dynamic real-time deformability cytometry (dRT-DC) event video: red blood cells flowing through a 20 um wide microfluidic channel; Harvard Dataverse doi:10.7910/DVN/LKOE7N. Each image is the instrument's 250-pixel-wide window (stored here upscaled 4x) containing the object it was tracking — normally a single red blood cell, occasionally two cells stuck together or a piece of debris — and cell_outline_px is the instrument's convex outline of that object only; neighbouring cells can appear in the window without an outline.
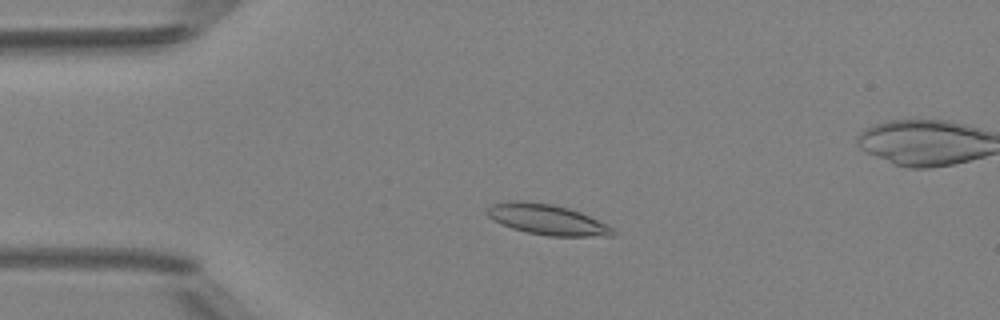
{"species": "Egyptian fruit bat (a non-hibernating species)", "species_latin": "Rousettus aegyptiacus", "temperature_condition": "room temperature", "stored_images_in_passage": 4, "camera_frame_rate_fps": 3000, "um_per_image_px": 0.085, "animal": {"sex": "female"}, "frame": {"image": 1, "passage_image": 2, "time_ms": 1.333, "image_size_px": [1000, 320], "cell_outline_px": [[616, 232], [612, 236], [548, 236], [528, 232], [512, 228], [488, 216], [484, 212], [492, 204], [512, 200], [524, 200], [552, 204], [568, 208], [580, 212], [608, 224]], "centroid_in_image_um": [46.52, 18.65], "position_along_channel_um": 38.5, "area_um2": 22.25}}